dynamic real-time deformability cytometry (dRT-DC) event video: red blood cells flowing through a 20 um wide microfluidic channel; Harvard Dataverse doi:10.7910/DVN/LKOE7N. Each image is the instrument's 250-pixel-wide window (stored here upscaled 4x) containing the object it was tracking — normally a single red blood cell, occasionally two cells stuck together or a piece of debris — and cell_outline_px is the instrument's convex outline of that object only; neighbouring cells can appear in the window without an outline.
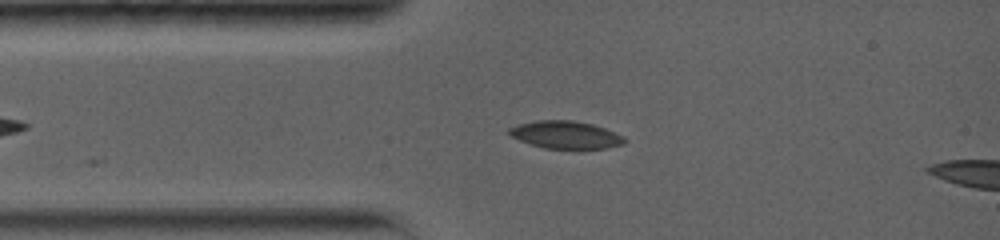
{"species": "common noctule bat (a hibernating species)", "species_latin": "Nyctalus noctula", "temperature_condition": "warm", "stored_images_in_passage": 36, "camera_frame_rate_fps": 5000, "um_per_image_px": 0.085, "animal": {"sex": "female", "body_mass_g": 19.0, "forearm_length_mm": 56.7}, "frame": {"image": 1, "passage_image": 7, "time_ms": 2.2, "image_size_px": [1000, 240], "cell_outline_px": [[628, 140], [624, 144], [608, 148], [544, 148], [520, 140], [504, 132], [508, 128], [520, 124], [536, 120], [572, 120], [592, 124], [604, 128], [624, 136]], "centroid_in_image_um": [48.09, 11.45], "position_along_channel_um": 36.9, "area_um2": 18.5}}
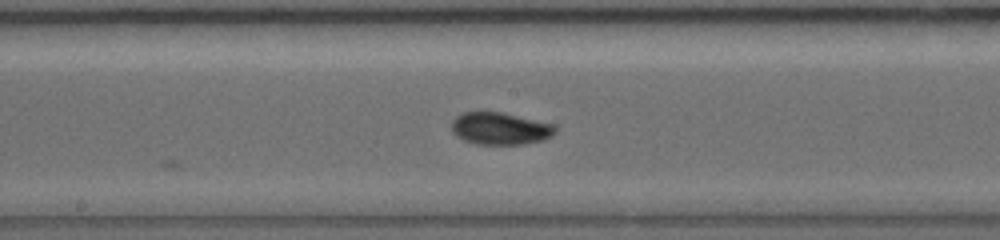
{"frame": {"image": 2, "passage_image": 20, "time_ms": 6.8, "image_size_px": [1000, 240], "cell_outline_px": [[556, 132], [552, 136], [544, 140], [524, 144], [476, 144], [464, 140], [456, 136], [452, 132], [452, 120], [456, 116], [464, 112], [500, 112], [552, 124], [556, 128]], "centroid_in_image_um": [42.49, 10.94], "position_along_channel_um": 205.7, "area_um2": 19.36}}
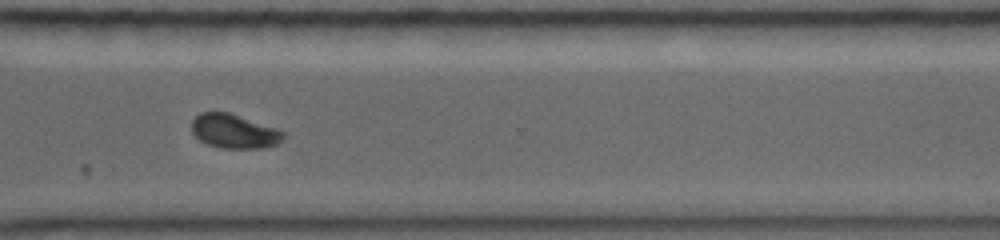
{"frame": {"image": 3, "passage_image": 29, "time_ms": 10.6, "image_size_px": [1000, 240], "cell_outline_px": [[284, 136], [276, 144], [260, 148], [220, 148], [208, 144], [200, 140], [192, 132], [192, 120], [200, 112], [228, 112], [276, 128], [284, 132]], "centroid_in_image_um": [19.87, 11.15], "position_along_channel_um": 350.7, "area_um2": 17.98}, "authors_computed_cell_mechanics": {"area_um2": 18.496, "velocity_mm_per_s": 3.8078, "shape_relaxation_time_tau1_ms": null, "shape_relaxation_time_tau2_ms": 1.7875, "deformation_change_tau1": null, "deformation_change_tau2": 0.0485}}